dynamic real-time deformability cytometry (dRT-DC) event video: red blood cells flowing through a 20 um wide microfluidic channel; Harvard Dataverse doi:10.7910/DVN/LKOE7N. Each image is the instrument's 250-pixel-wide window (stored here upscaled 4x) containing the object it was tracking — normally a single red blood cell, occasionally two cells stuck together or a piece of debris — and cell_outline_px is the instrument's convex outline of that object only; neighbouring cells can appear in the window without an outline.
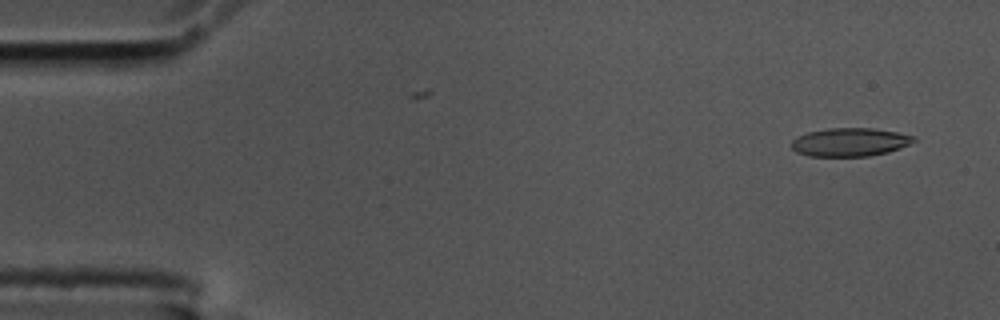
{"species": "common noctule bat (a hibernating species)", "species_latin": "Nyctalus noctula", "temperature_condition": "cold", "stored_images_in_passage": 54, "camera_frame_rate_fps": 3000, "um_per_image_px": 0.085, "animal": {"sex": "male", "body_mass_g": 17.5, "forearm_length_mm": 52.3}, "frame": {"image": 1, "passage_image": 2, "time_ms": 0.333, "image_size_px": [1000, 320], "cell_outline_px": [[916, 140], [900, 148], [888, 152], [868, 156], [808, 156], [796, 152], [788, 144], [792, 140], [808, 132], [828, 128], [872, 128], [896, 132], [916, 136]], "centroid_in_image_um": [72.22, 12.08], "position_along_channel_um": 12.8, "area_um2": 20.23}}
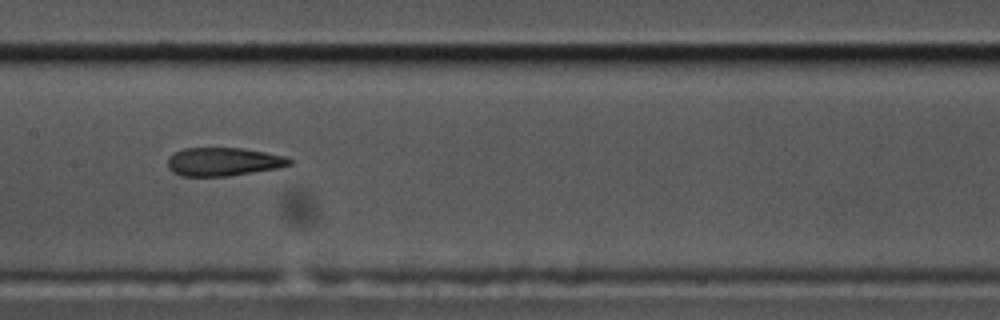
{"frame": {"image": 2, "passage_image": 26, "time_ms": 8.333, "image_size_px": [1000, 320], "cell_outline_px": [[292, 164], [280, 168], [228, 176], [180, 176], [172, 172], [168, 168], [168, 160], [176, 152], [184, 148], [244, 148], [284, 156], [292, 160]], "centroid_in_image_um": [19.01, 13.75], "position_along_channel_um": 188.4, "area_um2": 20.11}}
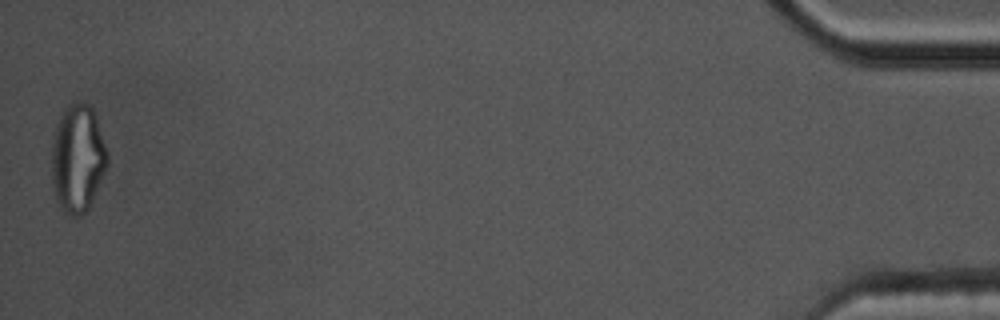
{"frame": {"image": 3, "passage_image": 54, "time_ms": 17.667, "image_size_px": [1000, 320], "cell_outline_px": [[108, 164], [88, 208], [80, 216], [68, 216], [60, 208], [56, 200], [52, 184], [52, 144], [56, 128], [60, 116], [68, 104], [76, 100], [80, 100], [88, 104], [92, 108], [108, 156]], "centroid_in_image_um": [6.58, 13.47], "position_along_channel_um": 428.6, "area_um2": 34.74}, "authors_computed_cell_mechanics": {"area_um2": 21.2704, "velocity_mm_per_s": 3.5917, "shape_relaxation_time_tau1_ms": null, "shape_relaxation_time_tau2_ms": 2.4183, "deformation_change_tau1": null, "deformation_change_tau2": 0.0998}}